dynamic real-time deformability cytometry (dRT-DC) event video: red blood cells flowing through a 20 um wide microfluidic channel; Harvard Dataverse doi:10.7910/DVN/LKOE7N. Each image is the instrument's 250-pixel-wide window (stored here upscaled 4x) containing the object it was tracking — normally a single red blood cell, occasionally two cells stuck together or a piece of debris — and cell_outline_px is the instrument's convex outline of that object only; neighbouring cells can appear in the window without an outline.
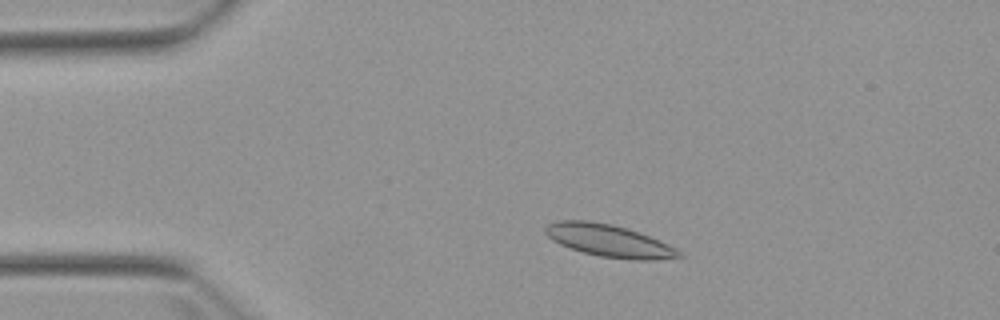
{"species": "Egyptian fruit bat (a non-hibernating species)", "species_latin": "Rousettus aegyptiacus", "temperature_condition": "warm", "stored_images_in_passage": 4, "camera_frame_rate_fps": 3000, "um_per_image_px": 0.085, "animal": {"sex": "female"}, "frame": {"image": 1, "passage_image": 2, "time_ms": 2.0, "image_size_px": [1000, 320], "cell_outline_px": [[684, 256], [656, 260], [628, 260], [600, 256], [584, 252], [560, 244], [552, 240], [544, 232], [544, 228], [548, 224], [556, 220], [588, 220], [612, 224], [628, 228], [668, 244], [676, 248]], "centroid_in_image_um": [51.75, 20.45], "position_along_channel_um": 33.2, "area_um2": 25.14}}
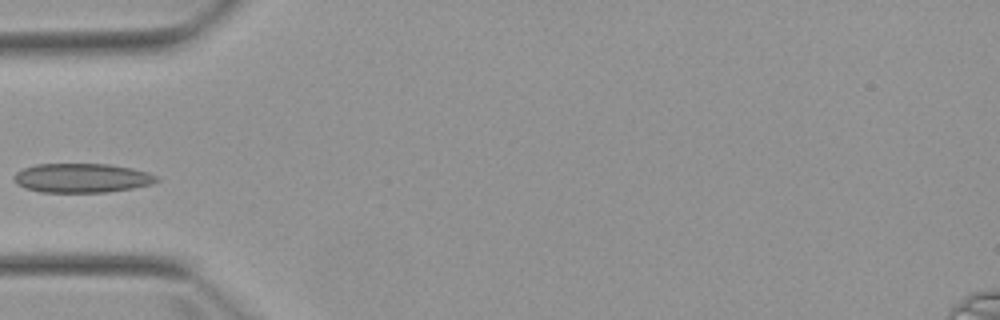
{"frame": {"image": 2, "passage_image": 4, "time_ms": 4.333, "image_size_px": [1000, 320], "cell_outline_px": [[160, 180], [152, 184], [132, 188], [108, 192], [40, 192], [24, 188], [16, 184], [12, 176], [16, 172], [24, 168], [36, 164], [108, 164], [132, 168], [148, 172], [156, 176]], "centroid_in_image_um": [6.94, 15.13], "position_along_channel_um": 78.1, "area_um2": 24.39}}